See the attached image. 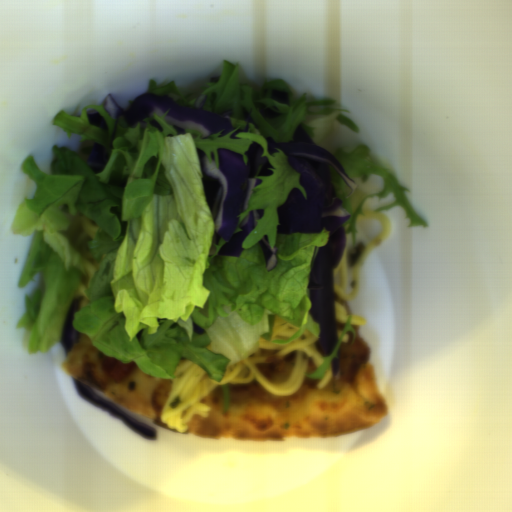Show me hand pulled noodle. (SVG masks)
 <instances>
[{
    "mask_svg": "<svg viewBox=\"0 0 512 512\" xmlns=\"http://www.w3.org/2000/svg\"><path fill=\"white\" fill-rule=\"evenodd\" d=\"M299 326L275 317L270 340L261 339L256 352L242 361L228 367L221 381H213L206 370L188 358H181L174 371L170 393L160 411V423L168 429L186 431L193 416L208 417L211 408L202 399L223 385L250 384L255 381L258 386L274 396H287L295 393L306 380L309 360L318 369L324 362L323 353L316 343L320 339L310 331H304L297 339L287 343H273V340H286L296 334ZM279 350L278 357L287 356L296 350L297 358L292 376L286 382L272 383L255 365L265 362L261 350Z\"/></svg>",
    "mask_w": 512,
    "mask_h": 512,
    "instance_id": "hand-pulled-noodle-1",
    "label": "hand pulled noodle"
},
{
    "mask_svg": "<svg viewBox=\"0 0 512 512\" xmlns=\"http://www.w3.org/2000/svg\"><path fill=\"white\" fill-rule=\"evenodd\" d=\"M361 211L365 215L358 214L356 222L364 220H377L382 224V228L377 237L364 245V250L358 256L356 262L352 265L350 292H345L347 285V233H345V248L338 265L333 269V292L335 293L336 297L347 300L349 302L356 297L359 287L357 268L365 260L371 249L387 237L391 227L389 218L384 214L380 212H374L375 210L361 209Z\"/></svg>",
    "mask_w": 512,
    "mask_h": 512,
    "instance_id": "hand-pulled-noodle-2",
    "label": "hand pulled noodle"
},
{
    "mask_svg": "<svg viewBox=\"0 0 512 512\" xmlns=\"http://www.w3.org/2000/svg\"><path fill=\"white\" fill-rule=\"evenodd\" d=\"M72 227L74 234L78 240V243L81 247L82 252V258L85 263L86 271H87V279L85 283L83 284L82 288L83 290H88L92 277L94 273L99 268V263L97 260H95L89 250L88 243L95 237L97 232V223L94 219L90 218L87 215L84 214H77L73 217L72 221Z\"/></svg>",
    "mask_w": 512,
    "mask_h": 512,
    "instance_id": "hand-pulled-noodle-3",
    "label": "hand pulled noodle"
},
{
    "mask_svg": "<svg viewBox=\"0 0 512 512\" xmlns=\"http://www.w3.org/2000/svg\"><path fill=\"white\" fill-rule=\"evenodd\" d=\"M348 316L349 315L346 309L342 305L334 301V321L338 322L340 325H343L344 327Z\"/></svg>",
    "mask_w": 512,
    "mask_h": 512,
    "instance_id": "hand-pulled-noodle-4",
    "label": "hand pulled noodle"
},
{
    "mask_svg": "<svg viewBox=\"0 0 512 512\" xmlns=\"http://www.w3.org/2000/svg\"><path fill=\"white\" fill-rule=\"evenodd\" d=\"M333 376V368L330 366L329 369L326 371L324 377L322 380L317 384L316 388H324L329 384Z\"/></svg>",
    "mask_w": 512,
    "mask_h": 512,
    "instance_id": "hand-pulled-noodle-5",
    "label": "hand pulled noodle"
},
{
    "mask_svg": "<svg viewBox=\"0 0 512 512\" xmlns=\"http://www.w3.org/2000/svg\"><path fill=\"white\" fill-rule=\"evenodd\" d=\"M366 323L367 322L365 320H363L361 317H359L358 315H353L351 318L350 326L362 327V326L366 325Z\"/></svg>",
    "mask_w": 512,
    "mask_h": 512,
    "instance_id": "hand-pulled-noodle-6",
    "label": "hand pulled noodle"
},
{
    "mask_svg": "<svg viewBox=\"0 0 512 512\" xmlns=\"http://www.w3.org/2000/svg\"><path fill=\"white\" fill-rule=\"evenodd\" d=\"M349 338H350V335H349V333L346 332V333H344L341 342H343V343L349 342Z\"/></svg>",
    "mask_w": 512,
    "mask_h": 512,
    "instance_id": "hand-pulled-noodle-7",
    "label": "hand pulled noodle"
},
{
    "mask_svg": "<svg viewBox=\"0 0 512 512\" xmlns=\"http://www.w3.org/2000/svg\"><path fill=\"white\" fill-rule=\"evenodd\" d=\"M336 332H337V340H338V339H340L343 330H338Z\"/></svg>",
    "mask_w": 512,
    "mask_h": 512,
    "instance_id": "hand-pulled-noodle-8",
    "label": "hand pulled noodle"
}]
</instances>
